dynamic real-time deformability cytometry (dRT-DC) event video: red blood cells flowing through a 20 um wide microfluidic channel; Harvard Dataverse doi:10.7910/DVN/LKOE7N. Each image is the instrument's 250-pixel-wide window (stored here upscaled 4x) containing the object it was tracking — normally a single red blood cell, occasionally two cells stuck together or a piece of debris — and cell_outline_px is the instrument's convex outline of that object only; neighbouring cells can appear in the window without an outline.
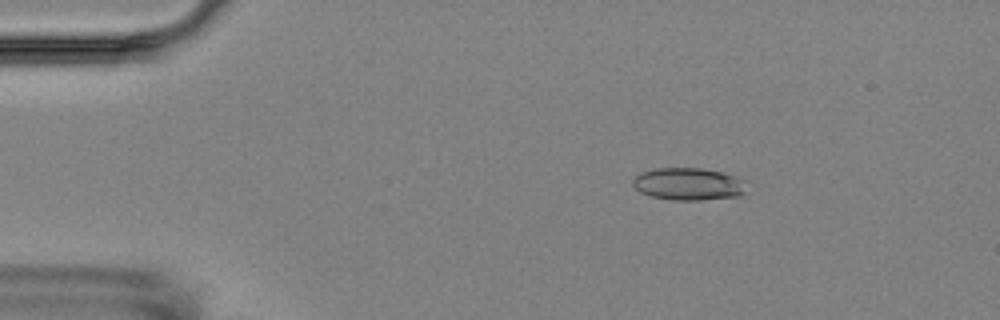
{"species": "Egyptian fruit bat (a non-hibernating species)", "species_latin": "Rousettus aegyptiacus", "temperature_condition": "room temperature", "stored_images_in_passage": 5, "camera_frame_rate_fps": 3000, "um_per_image_px": 0.085, "animal": {"sex": "female"}, "frame": {"image": 1, "passage_image": 3, "time_ms": 2.667, "image_size_px": [1000, 320], "cell_outline_px": [[748, 180], [744, 192], [740, 196], [700, 200], [672, 200], [652, 196], [640, 192], [632, 184], [632, 180], [640, 172], [656, 168], [700, 168], [720, 172]], "centroid_in_image_um": [58.54, 15.64], "position_along_channel_um": 26.5, "area_um2": 21.56}}